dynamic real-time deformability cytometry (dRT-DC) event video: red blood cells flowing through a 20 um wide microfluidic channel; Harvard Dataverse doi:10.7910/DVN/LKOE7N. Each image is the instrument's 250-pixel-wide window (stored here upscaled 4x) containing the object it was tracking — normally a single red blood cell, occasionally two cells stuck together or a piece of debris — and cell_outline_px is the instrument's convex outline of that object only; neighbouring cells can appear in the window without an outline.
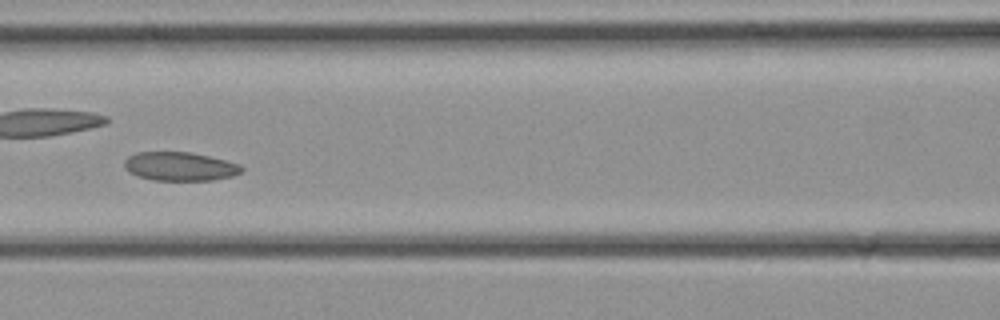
{"species": "common noctule bat (a hibernating species)", "species_latin": "Nyctalus noctula", "temperature_condition": "cold", "stored_images_in_passage": 28, "camera_frame_rate_fps": 3000, "um_per_image_px": 0.085, "animal": {"sex": "female", "body_mass_g": 21.9}, "frame": {"image": 1, "passage_image": 9, "time_ms": 2.667, "image_size_px": [1000, 320], "cell_outline_px": [[244, 168], [240, 172], [232, 176], [212, 180], [152, 180], [128, 172], [124, 168], [124, 160], [128, 156], [136, 152], [192, 152], [240, 164]], "centroid_in_image_um": [15.26, 14.14], "position_along_channel_um": 151.3, "area_um2": 19.59}}
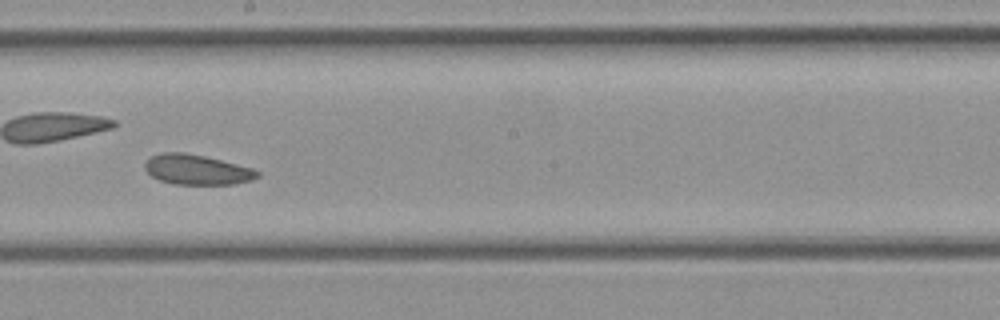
{"frame": {"image": 2, "passage_image": 13, "time_ms": 4.0, "image_size_px": [1000, 320], "cell_outline_px": [[260, 176], [252, 180], [232, 184], [172, 184], [160, 180], [152, 176], [144, 168], [144, 164], [152, 156], [164, 152], [184, 152], [204, 156], [252, 168], [260, 172]], "centroid_in_image_um": [16.74, 14.42], "position_along_channel_um": 231.5, "area_um2": 19.54}}